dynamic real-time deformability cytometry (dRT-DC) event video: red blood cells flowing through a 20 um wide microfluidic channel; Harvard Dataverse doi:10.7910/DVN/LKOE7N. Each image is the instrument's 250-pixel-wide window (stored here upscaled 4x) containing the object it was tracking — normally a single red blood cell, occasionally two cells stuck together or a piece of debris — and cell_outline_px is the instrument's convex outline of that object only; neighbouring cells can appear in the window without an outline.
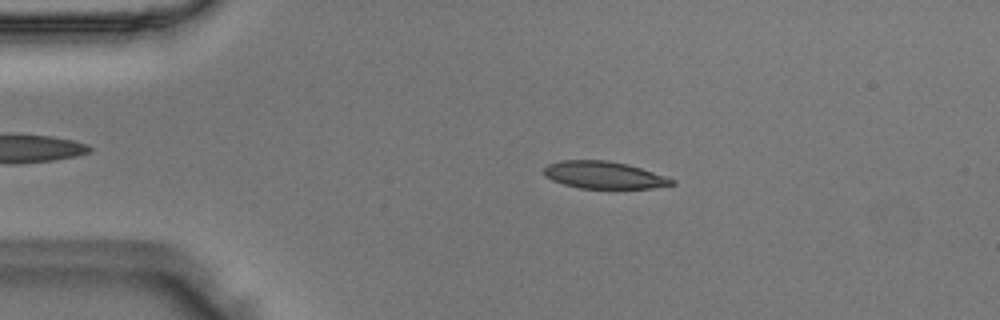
{"species": "Egyptian fruit bat (a non-hibernating species)", "species_latin": "Rousettus aegyptiacus", "temperature_condition": "room temperature", "stored_images_in_passage": 41, "camera_frame_rate_fps": 3000, "um_per_image_px": 0.085, "animal": {"sex": "male"}, "frame": {"image": 1, "passage_image": 1, "time_ms": 0.0, "image_size_px": [1000, 320], "cell_outline_px": [[676, 184], [652, 188], [580, 188], [564, 184], [552, 180], [544, 176], [544, 168], [548, 164], [560, 160], [608, 160], [628, 164], [676, 180]], "centroid_in_image_um": [51.32, 14.87], "position_along_channel_um": 33.7, "area_um2": 20.23}}
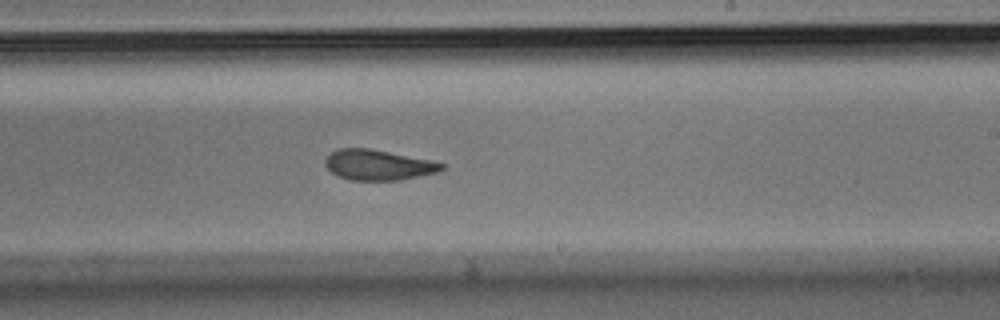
{"frame": {"image": 2, "passage_image": 21, "time_ms": 6.667, "image_size_px": [1000, 320], "cell_outline_px": [[444, 168], [440, 172], [400, 180], [352, 180], [340, 176], [332, 172], [324, 164], [324, 160], [336, 148], [368, 148], [428, 160], [444, 164]], "centroid_in_image_um": [32.13, 14.02], "position_along_channel_um": 256.9, "area_um2": 20.35}}
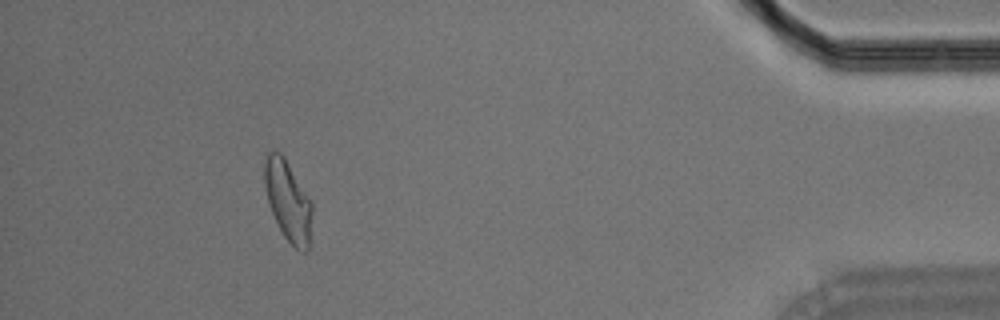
{"frame": {"image": 3, "passage_image": 37, "time_ms": 12.0, "image_size_px": [1000, 320], "cell_outline_px": [[312, 212], [308, 248], [304, 252], [300, 252], [284, 236], [272, 212], [268, 200], [264, 184], [264, 160], [268, 152], [280, 152], [284, 156], [312, 200]], "centroid_in_image_um": [24.49, 17.03], "position_along_channel_um": 410.7, "area_um2": 22.14}}